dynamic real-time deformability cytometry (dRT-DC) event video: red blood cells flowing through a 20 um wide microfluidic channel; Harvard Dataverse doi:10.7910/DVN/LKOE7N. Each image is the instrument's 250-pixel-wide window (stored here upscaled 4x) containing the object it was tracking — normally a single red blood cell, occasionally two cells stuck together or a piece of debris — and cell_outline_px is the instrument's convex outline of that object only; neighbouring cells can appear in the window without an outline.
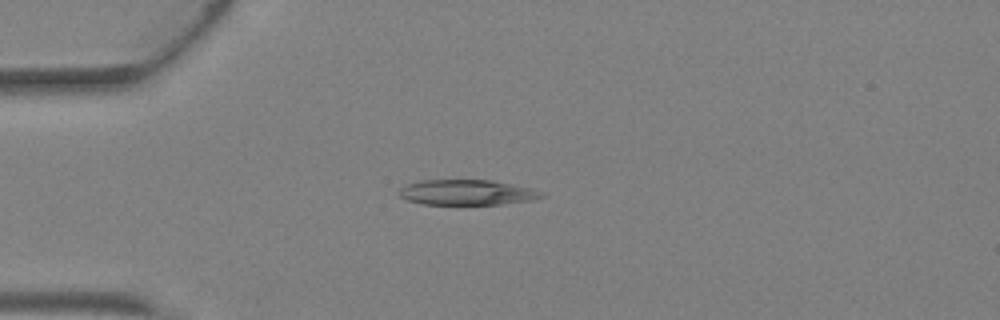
{"species": "Egyptian fruit bat (a non-hibernating species)", "species_latin": "Rousettus aegyptiacus", "temperature_condition": "warm", "stored_images_in_passage": 5, "camera_frame_rate_fps": 3000, "um_per_image_px": 0.085, "animal": {"sex": "female"}, "frame": {"image": 1, "passage_image": 4, "time_ms": 1.0, "image_size_px": [1000, 320], "cell_outline_px": [[544, 196], [532, 200], [500, 204], [424, 204], [408, 200], [400, 196], [400, 188], [408, 184], [420, 180], [492, 180], [528, 188], [544, 192]], "centroid_in_image_um": [39.68, 16.35], "position_along_channel_um": 45.3, "area_um2": 20.69}}